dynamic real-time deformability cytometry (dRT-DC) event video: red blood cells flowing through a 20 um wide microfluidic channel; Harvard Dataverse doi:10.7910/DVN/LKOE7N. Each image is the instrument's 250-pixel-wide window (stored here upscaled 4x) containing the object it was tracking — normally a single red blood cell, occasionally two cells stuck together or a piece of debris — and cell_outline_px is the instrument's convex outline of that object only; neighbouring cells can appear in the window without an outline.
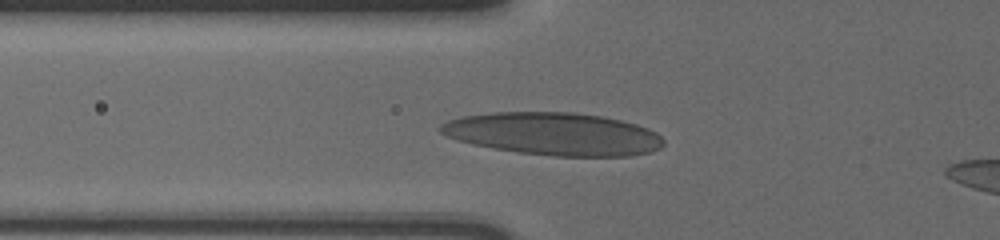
{"species": "human", "species_latin": "Homo sapiens", "temperature_condition": "cold", "stored_images_in_passage": 32, "camera_frame_rate_fps": 3000, "um_per_image_px": 0.085, "donor": {"sex": "male"}, "frame": {"image": 1, "passage_image": 2, "time_ms": 0.333, "image_size_px": [1000, 240], "cell_outline_px": [[664, 144], [660, 148], [652, 152], [628, 156], [552, 156], [516, 152], [472, 144], [456, 140], [440, 132], [436, 128], [440, 124], [448, 120], [464, 116], [492, 112], [576, 112], [604, 116], [636, 124], [648, 128], [656, 132], [664, 140]], "centroid_in_image_um": [47.06, 11.38], "position_along_channel_um": 78.7, "area_um2": 55.78}}
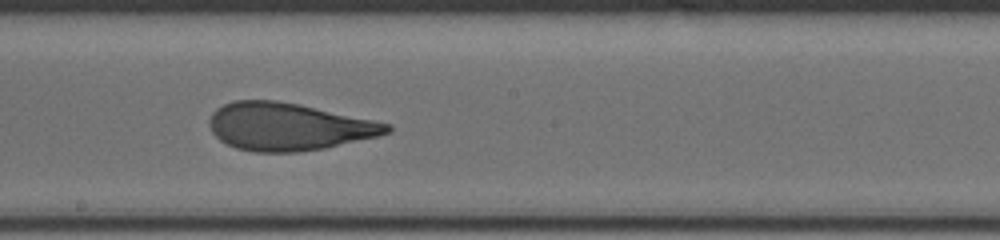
{"frame": {"image": 2, "passage_image": 14, "time_ms": 4.333, "image_size_px": [1000, 240], "cell_outline_px": [[392, 132], [376, 136], [324, 148], [296, 152], [256, 152], [236, 148], [220, 140], [212, 132], [208, 124], [208, 120], [212, 112], [216, 108], [224, 104], [236, 100], [276, 100], [300, 104], [392, 124]], "centroid_in_image_um": [24.49, 10.75], "position_along_channel_um": 223.7, "area_um2": 49.13}}
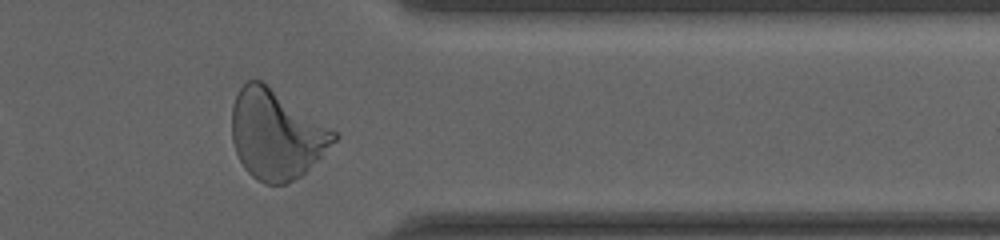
{"frame": {"image": 3, "passage_image": 28, "time_ms": 9.0, "image_size_px": [1000, 240], "cell_outline_px": [[340, 136], [300, 176], [284, 184], [264, 184], [256, 180], [244, 168], [236, 152], [232, 140], [232, 104], [240, 88], [248, 80], [260, 80], [336, 132]], "centroid_in_image_um": [23.43, 11.44], "position_along_channel_um": 388.0, "area_um2": 52.14}, "authors_computed_cell_mechanics": {"area_um2": 49.708, "velocity_mm_per_s": 3.6266, "shape_relaxation_time_tau1_ms": 5.7292, "shape_relaxation_time_tau2_ms": 1.2006, "deformation_change_tau1": 0.215, "deformation_change_tau2": 0.0838}}